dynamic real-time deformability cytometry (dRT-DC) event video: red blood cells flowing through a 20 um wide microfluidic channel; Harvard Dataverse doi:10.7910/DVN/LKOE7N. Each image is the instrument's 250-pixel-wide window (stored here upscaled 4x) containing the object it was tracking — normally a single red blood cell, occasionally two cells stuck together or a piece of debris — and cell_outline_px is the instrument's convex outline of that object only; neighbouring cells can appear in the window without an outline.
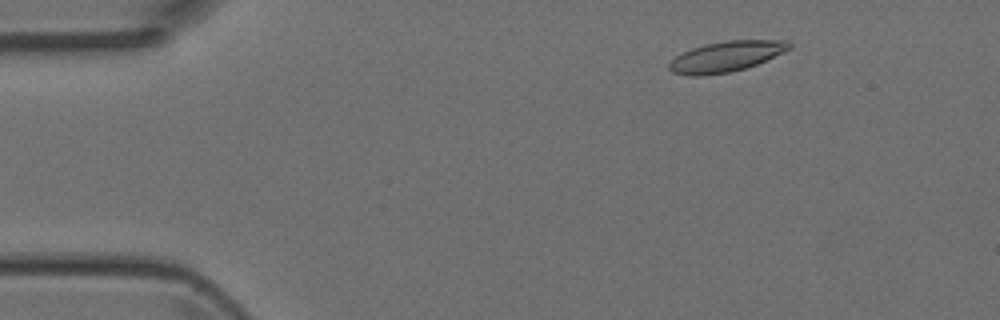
{"species": "Egyptian fruit bat (a non-hibernating species)", "species_latin": "Rousettus aegyptiacus", "temperature_condition": "room temperature", "stored_images_in_passage": 5, "camera_frame_rate_fps": 3000, "um_per_image_px": 0.085, "animal": {"sex": "female"}, "frame": {"image": 1, "passage_image": 2, "time_ms": 0.333, "image_size_px": [1000, 320], "cell_outline_px": [[792, 48], [784, 52], [756, 64], [732, 72], [700, 76], [692, 76], [672, 72], [668, 68], [668, 64], [676, 56], [692, 48], [704, 44], [728, 40], [788, 40], [792, 44]], "centroid_in_image_um": [61.73, 4.8], "position_along_channel_um": 23.3, "area_um2": 21.33}}
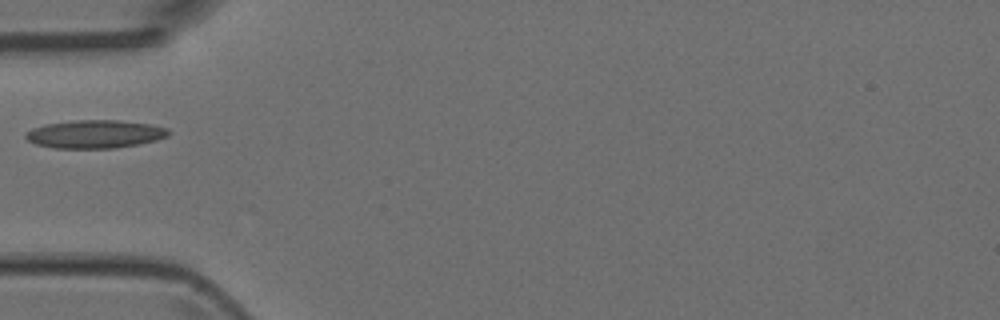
{"frame": {"image": 2, "passage_image": 5, "time_ms": 1.333, "image_size_px": [1000, 320], "cell_outline_px": [[172, 132], [168, 136], [156, 140], [116, 148], [56, 148], [36, 144], [28, 140], [24, 136], [32, 128], [48, 124], [76, 120], [120, 120], [152, 124], [168, 128]], "centroid_in_image_um": [8.13, 11.39], "position_along_channel_um": 76.9, "area_um2": 23.35}}